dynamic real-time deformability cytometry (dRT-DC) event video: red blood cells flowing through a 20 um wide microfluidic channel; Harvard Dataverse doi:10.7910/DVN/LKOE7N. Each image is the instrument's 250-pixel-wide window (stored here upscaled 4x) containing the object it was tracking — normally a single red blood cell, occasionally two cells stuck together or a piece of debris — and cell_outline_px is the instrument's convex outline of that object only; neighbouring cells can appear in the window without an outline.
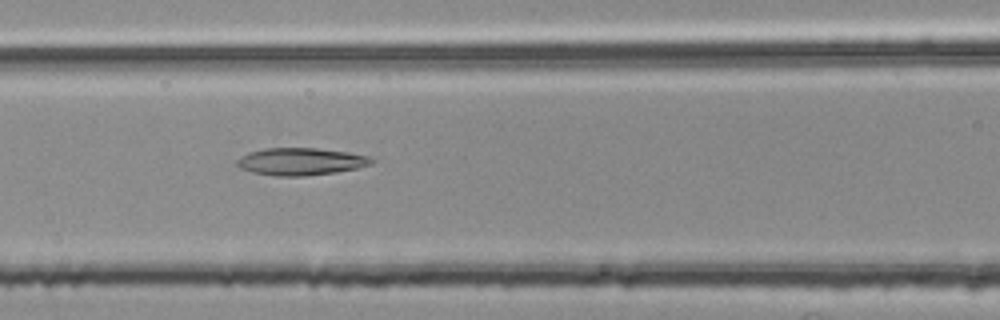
{"species": "common noctule bat (a hibernating species)", "species_latin": "Nyctalus noctula", "temperature_condition": "room temperature", "stored_images_in_passage": 49, "camera_frame_rate_fps": 3000, "um_per_image_px": 0.085, "animal": {"sex": "female", "body_mass_g": 25.1}, "frame": {"image": 1, "passage_image": 18, "time_ms": 5.667, "image_size_px": [1000, 320], "cell_outline_px": [[376, 160], [372, 164], [356, 168], [336, 172], [304, 176], [276, 176], [252, 172], [240, 168], [236, 164], [236, 160], [240, 156], [248, 152], [264, 148], [316, 148], [348, 152], [368, 156]], "centroid_in_image_um": [25.54, 13.73], "position_along_channel_um": 141.1, "area_um2": 21.5}}
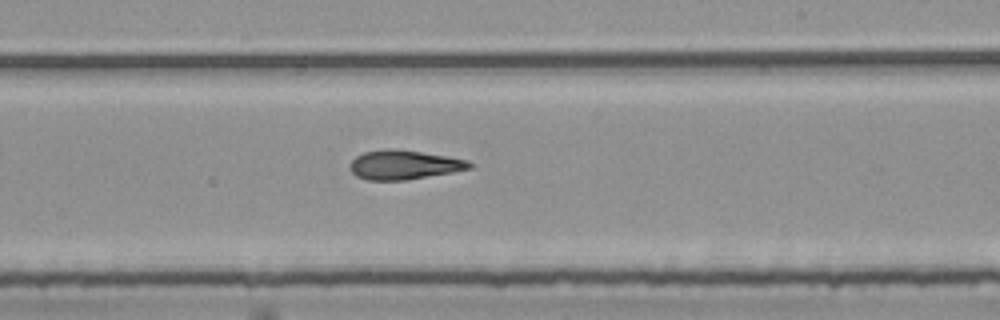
{"frame": {"image": 2, "passage_image": 27, "time_ms": 8.667, "image_size_px": [1000, 320], "cell_outline_px": [[476, 164], [472, 168], [452, 172], [404, 180], [368, 180], [356, 176], [352, 172], [348, 164], [356, 156], [364, 152], [388, 148], [392, 148], [420, 152], [468, 160]], "centroid_in_image_um": [34.33, 14.01], "position_along_channel_um": 254.7, "area_um2": 20.29}}
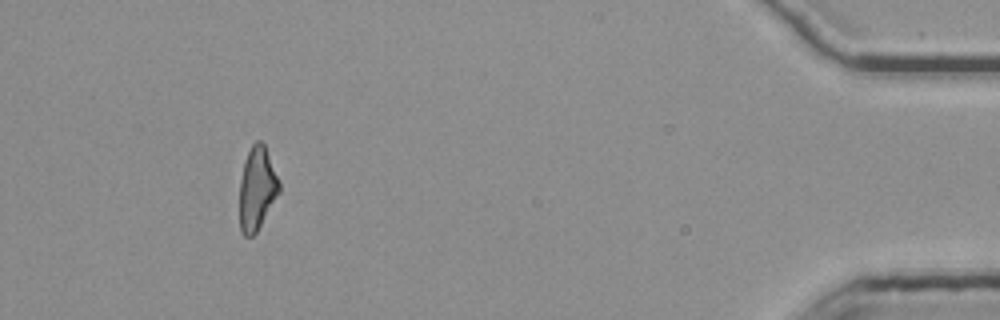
{"frame": {"image": 3, "passage_image": 45, "time_ms": 14.667, "image_size_px": [1000, 320], "cell_outline_px": [[280, 192], [256, 232], [252, 236], [244, 236], [240, 232], [240, 180], [244, 160], [252, 144], [256, 140], [260, 140], [264, 144], [280, 184]], "centroid_in_image_um": [21.83, 16.03], "position_along_channel_um": 413.4, "area_um2": 19.02}, "authors_computed_cell_mechanics": {"area_um2": 20.5768, "velocity_mm_per_s": 3.8055, "shape_relaxation_time_tau1_ms": null, "shape_relaxation_time_tau2_ms": 4.2978, "deformation_change_tau1": null, "deformation_change_tau2": 0.1586}}